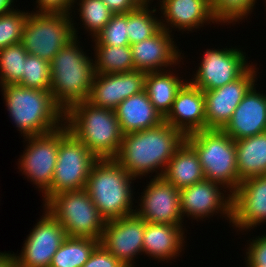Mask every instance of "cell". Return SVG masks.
I'll return each mask as SVG.
<instances>
[{
  "label": "cell",
  "instance_id": "b9f144b4",
  "mask_svg": "<svg viewBox=\"0 0 266 267\" xmlns=\"http://www.w3.org/2000/svg\"><path fill=\"white\" fill-rule=\"evenodd\" d=\"M13 2L14 0H0V15L14 10V7H12Z\"/></svg>",
  "mask_w": 266,
  "mask_h": 267
},
{
  "label": "cell",
  "instance_id": "4316f807",
  "mask_svg": "<svg viewBox=\"0 0 266 267\" xmlns=\"http://www.w3.org/2000/svg\"><path fill=\"white\" fill-rule=\"evenodd\" d=\"M146 72L144 90L155 109L165 117L170 111L178 91L187 81H182L173 71Z\"/></svg>",
  "mask_w": 266,
  "mask_h": 267
},
{
  "label": "cell",
  "instance_id": "83f0119b",
  "mask_svg": "<svg viewBox=\"0 0 266 267\" xmlns=\"http://www.w3.org/2000/svg\"><path fill=\"white\" fill-rule=\"evenodd\" d=\"M95 73L113 74L134 71L130 46L94 45Z\"/></svg>",
  "mask_w": 266,
  "mask_h": 267
},
{
  "label": "cell",
  "instance_id": "30bf717a",
  "mask_svg": "<svg viewBox=\"0 0 266 267\" xmlns=\"http://www.w3.org/2000/svg\"><path fill=\"white\" fill-rule=\"evenodd\" d=\"M240 48L207 49L194 78L189 82L203 91H211L240 78L250 67Z\"/></svg>",
  "mask_w": 266,
  "mask_h": 267
},
{
  "label": "cell",
  "instance_id": "f1b7e54d",
  "mask_svg": "<svg viewBox=\"0 0 266 267\" xmlns=\"http://www.w3.org/2000/svg\"><path fill=\"white\" fill-rule=\"evenodd\" d=\"M98 245L96 239L67 236L54 254L50 267H82Z\"/></svg>",
  "mask_w": 266,
  "mask_h": 267
},
{
  "label": "cell",
  "instance_id": "5b68a950",
  "mask_svg": "<svg viewBox=\"0 0 266 267\" xmlns=\"http://www.w3.org/2000/svg\"><path fill=\"white\" fill-rule=\"evenodd\" d=\"M133 180L115 159H99L90 170L85 191L101 216L110 221L135 213Z\"/></svg>",
  "mask_w": 266,
  "mask_h": 267
},
{
  "label": "cell",
  "instance_id": "f35d334b",
  "mask_svg": "<svg viewBox=\"0 0 266 267\" xmlns=\"http://www.w3.org/2000/svg\"><path fill=\"white\" fill-rule=\"evenodd\" d=\"M75 0H36L38 3L37 8H39L36 13H72L71 7ZM71 11V12H70Z\"/></svg>",
  "mask_w": 266,
  "mask_h": 267
},
{
  "label": "cell",
  "instance_id": "8d00e7d4",
  "mask_svg": "<svg viewBox=\"0 0 266 267\" xmlns=\"http://www.w3.org/2000/svg\"><path fill=\"white\" fill-rule=\"evenodd\" d=\"M246 251V265H261L266 267V235L258 236L248 244Z\"/></svg>",
  "mask_w": 266,
  "mask_h": 267
},
{
  "label": "cell",
  "instance_id": "cb8c5ba5",
  "mask_svg": "<svg viewBox=\"0 0 266 267\" xmlns=\"http://www.w3.org/2000/svg\"><path fill=\"white\" fill-rule=\"evenodd\" d=\"M183 225L149 223L145 221L143 253L159 261L176 258L185 243ZM184 241V242H183Z\"/></svg>",
  "mask_w": 266,
  "mask_h": 267
},
{
  "label": "cell",
  "instance_id": "9a60e30c",
  "mask_svg": "<svg viewBox=\"0 0 266 267\" xmlns=\"http://www.w3.org/2000/svg\"><path fill=\"white\" fill-rule=\"evenodd\" d=\"M254 66L235 81L211 91H204L206 130H222L231 120L234 110L255 84L257 69Z\"/></svg>",
  "mask_w": 266,
  "mask_h": 267
},
{
  "label": "cell",
  "instance_id": "277c9868",
  "mask_svg": "<svg viewBox=\"0 0 266 267\" xmlns=\"http://www.w3.org/2000/svg\"><path fill=\"white\" fill-rule=\"evenodd\" d=\"M77 42L76 37L50 61V92L64 112L74 103L88 100L95 75L94 60Z\"/></svg>",
  "mask_w": 266,
  "mask_h": 267
},
{
  "label": "cell",
  "instance_id": "2e32d148",
  "mask_svg": "<svg viewBox=\"0 0 266 267\" xmlns=\"http://www.w3.org/2000/svg\"><path fill=\"white\" fill-rule=\"evenodd\" d=\"M220 186V187H219ZM226 189L220 183L204 179L180 190V209L182 218L192 217L203 219L215 213L225 215V219L231 223L232 217V194L224 193ZM226 197V198H225ZM186 214V215H185Z\"/></svg>",
  "mask_w": 266,
  "mask_h": 267
},
{
  "label": "cell",
  "instance_id": "d590c367",
  "mask_svg": "<svg viewBox=\"0 0 266 267\" xmlns=\"http://www.w3.org/2000/svg\"><path fill=\"white\" fill-rule=\"evenodd\" d=\"M93 40L95 45L130 46L127 13L113 14L110 21Z\"/></svg>",
  "mask_w": 266,
  "mask_h": 267
},
{
  "label": "cell",
  "instance_id": "603a6c76",
  "mask_svg": "<svg viewBox=\"0 0 266 267\" xmlns=\"http://www.w3.org/2000/svg\"><path fill=\"white\" fill-rule=\"evenodd\" d=\"M115 113L123 134L150 129L164 122V117L152 105L145 90L123 100Z\"/></svg>",
  "mask_w": 266,
  "mask_h": 267
},
{
  "label": "cell",
  "instance_id": "3957f363",
  "mask_svg": "<svg viewBox=\"0 0 266 267\" xmlns=\"http://www.w3.org/2000/svg\"><path fill=\"white\" fill-rule=\"evenodd\" d=\"M0 87L9 116L23 137L44 135L64 125V111L55 103L50 90L18 84Z\"/></svg>",
  "mask_w": 266,
  "mask_h": 267
},
{
  "label": "cell",
  "instance_id": "8fae6325",
  "mask_svg": "<svg viewBox=\"0 0 266 267\" xmlns=\"http://www.w3.org/2000/svg\"><path fill=\"white\" fill-rule=\"evenodd\" d=\"M25 240L15 267H50L54 254L67 237L65 229L46 209Z\"/></svg>",
  "mask_w": 266,
  "mask_h": 267
},
{
  "label": "cell",
  "instance_id": "e0dca14e",
  "mask_svg": "<svg viewBox=\"0 0 266 267\" xmlns=\"http://www.w3.org/2000/svg\"><path fill=\"white\" fill-rule=\"evenodd\" d=\"M266 222V175L240 182L232 193L231 223L238 230H251Z\"/></svg>",
  "mask_w": 266,
  "mask_h": 267
},
{
  "label": "cell",
  "instance_id": "8992f818",
  "mask_svg": "<svg viewBox=\"0 0 266 267\" xmlns=\"http://www.w3.org/2000/svg\"><path fill=\"white\" fill-rule=\"evenodd\" d=\"M198 154L205 179L220 183L233 193L239 186L236 143L220 129H207L186 136Z\"/></svg>",
  "mask_w": 266,
  "mask_h": 267
},
{
  "label": "cell",
  "instance_id": "9c48e42d",
  "mask_svg": "<svg viewBox=\"0 0 266 267\" xmlns=\"http://www.w3.org/2000/svg\"><path fill=\"white\" fill-rule=\"evenodd\" d=\"M99 159L76 139L65 125L59 128V150L51 187L43 194L46 202L51 196L85 189L93 165Z\"/></svg>",
  "mask_w": 266,
  "mask_h": 267
},
{
  "label": "cell",
  "instance_id": "d6986e66",
  "mask_svg": "<svg viewBox=\"0 0 266 267\" xmlns=\"http://www.w3.org/2000/svg\"><path fill=\"white\" fill-rule=\"evenodd\" d=\"M164 122L185 136L206 130L204 91L187 80L178 91Z\"/></svg>",
  "mask_w": 266,
  "mask_h": 267
},
{
  "label": "cell",
  "instance_id": "ba28073f",
  "mask_svg": "<svg viewBox=\"0 0 266 267\" xmlns=\"http://www.w3.org/2000/svg\"><path fill=\"white\" fill-rule=\"evenodd\" d=\"M72 14L29 13L25 21L21 44L28 54L50 62L77 34Z\"/></svg>",
  "mask_w": 266,
  "mask_h": 267
},
{
  "label": "cell",
  "instance_id": "7a4b0ae2",
  "mask_svg": "<svg viewBox=\"0 0 266 267\" xmlns=\"http://www.w3.org/2000/svg\"><path fill=\"white\" fill-rule=\"evenodd\" d=\"M64 125L98 159H114L119 154L124 134L115 110L77 102L64 112Z\"/></svg>",
  "mask_w": 266,
  "mask_h": 267
},
{
  "label": "cell",
  "instance_id": "ac0fdd59",
  "mask_svg": "<svg viewBox=\"0 0 266 267\" xmlns=\"http://www.w3.org/2000/svg\"><path fill=\"white\" fill-rule=\"evenodd\" d=\"M146 72L95 73L88 102L93 106L115 110L132 95L144 91Z\"/></svg>",
  "mask_w": 266,
  "mask_h": 267
},
{
  "label": "cell",
  "instance_id": "74e56055",
  "mask_svg": "<svg viewBox=\"0 0 266 267\" xmlns=\"http://www.w3.org/2000/svg\"><path fill=\"white\" fill-rule=\"evenodd\" d=\"M82 267H126L100 244Z\"/></svg>",
  "mask_w": 266,
  "mask_h": 267
},
{
  "label": "cell",
  "instance_id": "484cf974",
  "mask_svg": "<svg viewBox=\"0 0 266 267\" xmlns=\"http://www.w3.org/2000/svg\"><path fill=\"white\" fill-rule=\"evenodd\" d=\"M240 182L266 175V132L235 141Z\"/></svg>",
  "mask_w": 266,
  "mask_h": 267
},
{
  "label": "cell",
  "instance_id": "7bdbcfd3",
  "mask_svg": "<svg viewBox=\"0 0 266 267\" xmlns=\"http://www.w3.org/2000/svg\"><path fill=\"white\" fill-rule=\"evenodd\" d=\"M247 267H264V266H261V265H246Z\"/></svg>",
  "mask_w": 266,
  "mask_h": 267
},
{
  "label": "cell",
  "instance_id": "4dcf8cb0",
  "mask_svg": "<svg viewBox=\"0 0 266 267\" xmlns=\"http://www.w3.org/2000/svg\"><path fill=\"white\" fill-rule=\"evenodd\" d=\"M27 55L21 43L0 49V86L17 84L22 79Z\"/></svg>",
  "mask_w": 266,
  "mask_h": 267
},
{
  "label": "cell",
  "instance_id": "5bb4252c",
  "mask_svg": "<svg viewBox=\"0 0 266 267\" xmlns=\"http://www.w3.org/2000/svg\"><path fill=\"white\" fill-rule=\"evenodd\" d=\"M146 189V190H145ZM135 213L149 223L182 225L180 190L162 177H154L147 184Z\"/></svg>",
  "mask_w": 266,
  "mask_h": 267
},
{
  "label": "cell",
  "instance_id": "836d02e7",
  "mask_svg": "<svg viewBox=\"0 0 266 267\" xmlns=\"http://www.w3.org/2000/svg\"><path fill=\"white\" fill-rule=\"evenodd\" d=\"M256 0H210V8L216 24L236 23L253 12Z\"/></svg>",
  "mask_w": 266,
  "mask_h": 267
},
{
  "label": "cell",
  "instance_id": "7402d4cb",
  "mask_svg": "<svg viewBox=\"0 0 266 267\" xmlns=\"http://www.w3.org/2000/svg\"><path fill=\"white\" fill-rule=\"evenodd\" d=\"M161 14L164 19H160L161 28L172 32V28L183 31H192L202 27L204 23L216 20L210 8V0H159ZM166 22V23H163ZM168 23V24H167ZM170 26V27H169ZM171 29V30H169ZM186 29V30H185Z\"/></svg>",
  "mask_w": 266,
  "mask_h": 267
},
{
  "label": "cell",
  "instance_id": "60d3db41",
  "mask_svg": "<svg viewBox=\"0 0 266 267\" xmlns=\"http://www.w3.org/2000/svg\"><path fill=\"white\" fill-rule=\"evenodd\" d=\"M0 267H15L14 253L0 252Z\"/></svg>",
  "mask_w": 266,
  "mask_h": 267
},
{
  "label": "cell",
  "instance_id": "ffe728a7",
  "mask_svg": "<svg viewBox=\"0 0 266 267\" xmlns=\"http://www.w3.org/2000/svg\"><path fill=\"white\" fill-rule=\"evenodd\" d=\"M170 34L167 30L160 28L152 37L130 45L135 70L165 71L164 68L168 66L175 67L180 64L182 56Z\"/></svg>",
  "mask_w": 266,
  "mask_h": 267
},
{
  "label": "cell",
  "instance_id": "44dd1931",
  "mask_svg": "<svg viewBox=\"0 0 266 267\" xmlns=\"http://www.w3.org/2000/svg\"><path fill=\"white\" fill-rule=\"evenodd\" d=\"M255 85L244 95L222 129L235 141L266 132V95L257 92Z\"/></svg>",
  "mask_w": 266,
  "mask_h": 267
},
{
  "label": "cell",
  "instance_id": "1f68e13d",
  "mask_svg": "<svg viewBox=\"0 0 266 267\" xmlns=\"http://www.w3.org/2000/svg\"><path fill=\"white\" fill-rule=\"evenodd\" d=\"M77 3L78 0H75ZM79 10L78 14L82 25H85V29L91 33L92 37H96L104 26L110 21L113 13L104 4L102 0H80L78 1Z\"/></svg>",
  "mask_w": 266,
  "mask_h": 267
},
{
  "label": "cell",
  "instance_id": "52a82bcc",
  "mask_svg": "<svg viewBox=\"0 0 266 267\" xmlns=\"http://www.w3.org/2000/svg\"><path fill=\"white\" fill-rule=\"evenodd\" d=\"M43 206L60 222L68 237L100 241L106 220L85 189L59 192Z\"/></svg>",
  "mask_w": 266,
  "mask_h": 267
},
{
  "label": "cell",
  "instance_id": "d6a6232c",
  "mask_svg": "<svg viewBox=\"0 0 266 267\" xmlns=\"http://www.w3.org/2000/svg\"><path fill=\"white\" fill-rule=\"evenodd\" d=\"M50 82V62L28 54L24 62L22 79L17 84L32 89L50 90Z\"/></svg>",
  "mask_w": 266,
  "mask_h": 267
},
{
  "label": "cell",
  "instance_id": "ab89813d",
  "mask_svg": "<svg viewBox=\"0 0 266 267\" xmlns=\"http://www.w3.org/2000/svg\"><path fill=\"white\" fill-rule=\"evenodd\" d=\"M113 14H125L139 8L147 0H102Z\"/></svg>",
  "mask_w": 266,
  "mask_h": 267
},
{
  "label": "cell",
  "instance_id": "e575fe53",
  "mask_svg": "<svg viewBox=\"0 0 266 267\" xmlns=\"http://www.w3.org/2000/svg\"><path fill=\"white\" fill-rule=\"evenodd\" d=\"M29 13L14 9L0 15V49L21 43Z\"/></svg>",
  "mask_w": 266,
  "mask_h": 267
},
{
  "label": "cell",
  "instance_id": "7c38bea8",
  "mask_svg": "<svg viewBox=\"0 0 266 267\" xmlns=\"http://www.w3.org/2000/svg\"><path fill=\"white\" fill-rule=\"evenodd\" d=\"M24 139L28 141V145L18 161V169L44 194L51 187L54 177L59 150V129Z\"/></svg>",
  "mask_w": 266,
  "mask_h": 267
},
{
  "label": "cell",
  "instance_id": "f546056e",
  "mask_svg": "<svg viewBox=\"0 0 266 267\" xmlns=\"http://www.w3.org/2000/svg\"><path fill=\"white\" fill-rule=\"evenodd\" d=\"M149 3L150 0H147L136 10L127 13L129 45L152 37L161 28L160 19L153 14L157 8L150 10Z\"/></svg>",
  "mask_w": 266,
  "mask_h": 267
},
{
  "label": "cell",
  "instance_id": "6da1fadb",
  "mask_svg": "<svg viewBox=\"0 0 266 267\" xmlns=\"http://www.w3.org/2000/svg\"><path fill=\"white\" fill-rule=\"evenodd\" d=\"M185 141L181 131L163 122L150 129L124 134L114 159L135 179L154 171L157 175L153 177H161L169 159Z\"/></svg>",
  "mask_w": 266,
  "mask_h": 267
},
{
  "label": "cell",
  "instance_id": "d4e9b609",
  "mask_svg": "<svg viewBox=\"0 0 266 267\" xmlns=\"http://www.w3.org/2000/svg\"><path fill=\"white\" fill-rule=\"evenodd\" d=\"M161 177L178 190L205 179L198 154L186 141L169 159Z\"/></svg>",
  "mask_w": 266,
  "mask_h": 267
},
{
  "label": "cell",
  "instance_id": "4fadbf2b",
  "mask_svg": "<svg viewBox=\"0 0 266 267\" xmlns=\"http://www.w3.org/2000/svg\"><path fill=\"white\" fill-rule=\"evenodd\" d=\"M145 220L136 213L105 222L99 244L126 267L143 252Z\"/></svg>",
  "mask_w": 266,
  "mask_h": 267
}]
</instances>
